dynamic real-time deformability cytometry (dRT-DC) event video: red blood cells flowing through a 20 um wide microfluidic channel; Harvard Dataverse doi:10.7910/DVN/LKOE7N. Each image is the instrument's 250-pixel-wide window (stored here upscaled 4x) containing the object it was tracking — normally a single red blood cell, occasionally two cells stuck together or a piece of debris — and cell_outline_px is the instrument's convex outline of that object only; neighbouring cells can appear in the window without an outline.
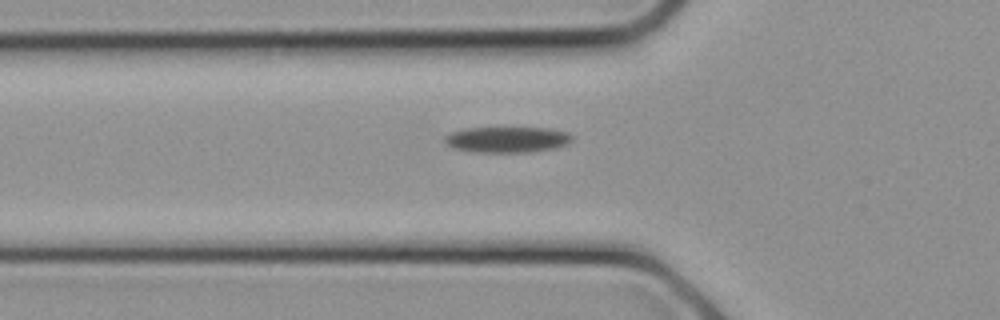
{"species": "common noctule bat (a hibernating species)", "species_latin": "Nyctalus noctula", "temperature_condition": "cold", "stored_images_in_passage": 4, "camera_frame_rate_fps": 3000, "um_per_image_px": 0.085, "animal": {"sex": "female", "body_mass_g": 21.9}, "frame": {"image": 1, "passage_image": 2, "time_ms": 0.333, "image_size_px": [1000, 320], "cell_outline_px": [[572, 140], [568, 144], [556, 148], [528, 152], [472, 152], [452, 148], [444, 140], [444, 136], [452, 132], [468, 128], [548, 128], [568, 132], [572, 136]], "centroid_in_image_um": [43.12, 11.87], "position_along_channel_um": 82.7, "area_um2": 19.19}}
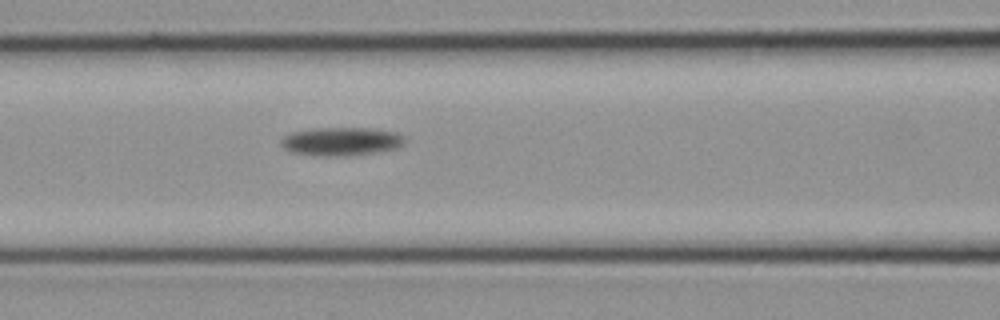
{"frame": {"image": 2, "passage_image": 4, "time_ms": 1.0, "image_size_px": [1000, 320], "cell_outline_px": [[404, 144], [396, 148], [380, 152], [348, 156], [312, 156], [292, 152], [284, 148], [280, 144], [280, 140], [284, 136], [292, 132], [316, 128], [368, 128], [396, 132], [404, 136]], "centroid_in_image_um": [29.0, 12.03], "position_along_channel_um": 137.6, "area_um2": 20.69}}